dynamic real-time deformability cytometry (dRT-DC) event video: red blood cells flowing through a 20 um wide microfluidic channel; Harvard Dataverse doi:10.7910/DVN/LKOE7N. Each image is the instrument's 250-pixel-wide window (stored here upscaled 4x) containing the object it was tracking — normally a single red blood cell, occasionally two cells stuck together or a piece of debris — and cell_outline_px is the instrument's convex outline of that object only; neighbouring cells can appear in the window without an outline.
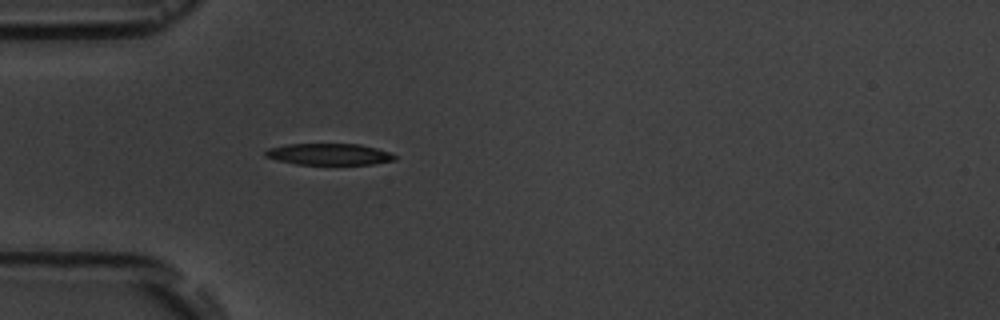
{"species": "common noctule bat (a hibernating species)", "species_latin": "Nyctalus noctula", "temperature_condition": "room temperature", "stored_images_in_passage": 1, "camera_frame_rate_fps": 3000, "um_per_image_px": 0.085, "animal": {"sex": "male", "body_mass_g": 19.5, "forearm_length_mm": 54.6}, "frame": {"image": 1, "passage_image": 1, "time_ms": 0.0, "image_size_px": [1000, 320], "cell_outline_px": [[396, 160], [372, 164], [296, 164], [276, 160], [264, 156], [264, 152], [268, 148], [288, 144], [360, 144], [376, 148], [388, 152], [396, 156]], "centroid_in_image_um": [27.94, 13.11], "position_along_channel_um": 57.1, "area_um2": 16.13}}